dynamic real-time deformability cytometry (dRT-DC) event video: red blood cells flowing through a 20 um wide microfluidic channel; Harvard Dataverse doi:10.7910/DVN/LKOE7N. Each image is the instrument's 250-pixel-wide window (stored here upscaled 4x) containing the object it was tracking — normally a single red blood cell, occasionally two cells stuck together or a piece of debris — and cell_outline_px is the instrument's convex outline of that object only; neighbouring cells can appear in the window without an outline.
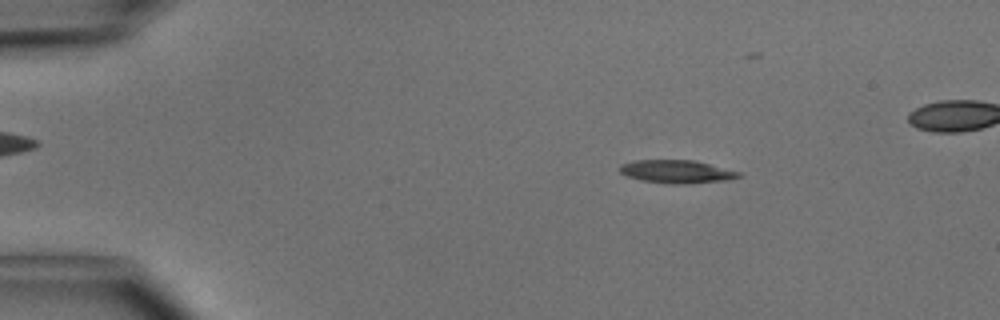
{"species": "common noctule bat (a hibernating species)", "species_latin": "Nyctalus noctula", "temperature_condition": "cold", "stored_images_in_passage": 19, "camera_frame_rate_fps": 3000, "um_per_image_px": 0.085, "animal": {"sex": "male", "body_mass_g": 15.6}, "frame": {"image": 1, "passage_image": 8, "time_ms": 2.333, "image_size_px": [1000, 320], "cell_outline_px": [[744, 176], [728, 180], [692, 184], [672, 184], [640, 180], [628, 176], [620, 172], [620, 164], [636, 160], [696, 160], [740, 172]], "centroid_in_image_um": [57.57, 14.59], "position_along_channel_um": 27.4, "area_um2": 16.18}}